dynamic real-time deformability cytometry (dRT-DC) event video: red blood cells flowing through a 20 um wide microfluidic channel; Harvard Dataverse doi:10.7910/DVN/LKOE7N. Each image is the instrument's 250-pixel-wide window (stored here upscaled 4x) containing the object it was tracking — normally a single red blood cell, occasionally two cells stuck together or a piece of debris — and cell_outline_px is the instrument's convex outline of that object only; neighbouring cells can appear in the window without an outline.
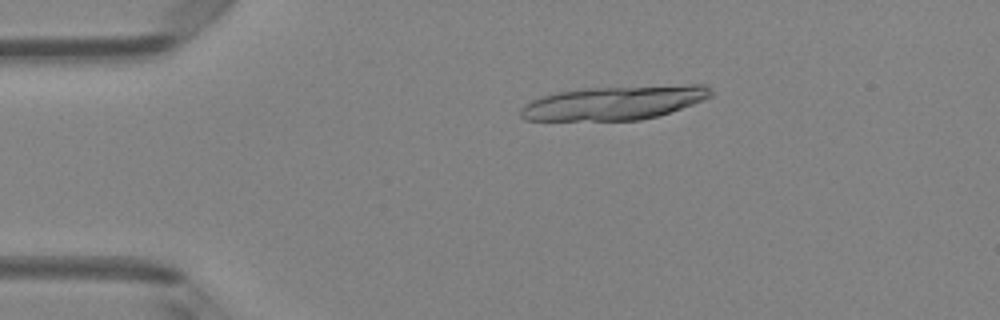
{"species": "Egyptian fruit bat (a non-hibernating species)", "species_latin": "Rousettus aegyptiacus", "temperature_condition": "room temperature", "stored_images_in_passage": 5, "camera_frame_rate_fps": 3000, "um_per_image_px": 0.085, "animal": {"sex": "female"}, "frame": {"image": 1, "passage_image": 3, "time_ms": 0.667, "image_size_px": [1000, 320], "cell_outline_px": [[712, 96], [692, 104], [656, 116], [640, 120], [524, 120], [520, 116], [520, 108], [524, 104], [540, 96], [560, 92], [584, 88], [692, 84], [704, 84], [712, 88]], "centroid_in_image_um": [52.2, 8.73], "position_along_channel_um": 32.8, "area_um2": 37.51}}
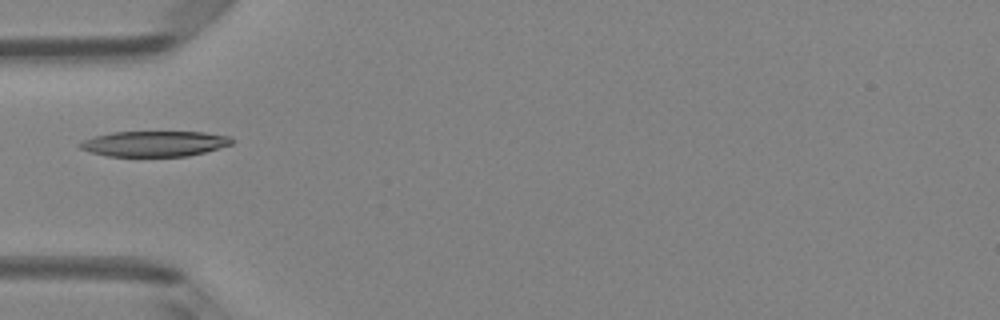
{"frame": {"image": 2, "passage_image": 5, "time_ms": 1.333, "image_size_px": [1000, 320], "cell_outline_px": [[232, 144], [204, 152], [188, 156], [108, 156], [92, 152], [80, 148], [76, 144], [84, 140], [96, 136], [112, 132], [204, 132], [232, 136]], "centroid_in_image_um": [13.14, 12.21], "position_along_channel_um": 71.9, "area_um2": 22.43}}